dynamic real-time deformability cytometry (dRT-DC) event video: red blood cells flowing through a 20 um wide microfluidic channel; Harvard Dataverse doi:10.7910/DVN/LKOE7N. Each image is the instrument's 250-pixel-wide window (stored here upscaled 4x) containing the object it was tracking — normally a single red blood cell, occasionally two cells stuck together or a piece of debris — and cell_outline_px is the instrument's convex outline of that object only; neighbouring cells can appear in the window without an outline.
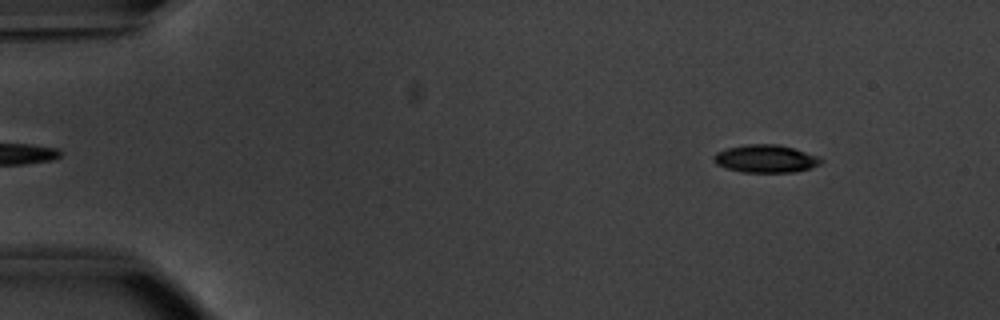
{"species": "common noctule bat (a hibernating species)", "species_latin": "Nyctalus noctula", "temperature_condition": "warm", "stored_images_in_passage": 51, "camera_frame_rate_fps": 3000, "um_per_image_px": 0.085, "animal": {"sex": "male", "body_mass_g": 20.1, "forearm_length_mm": 53.5}, "frame": {"image": 1, "passage_image": 5, "time_ms": 1.333, "image_size_px": [1000, 320], "cell_outline_px": [[824, 160], [820, 164], [808, 168], [792, 172], [740, 172], [716, 164], [712, 160], [712, 156], [716, 152], [728, 148], [744, 144], [776, 144], [792, 148], [820, 156]], "centroid_in_image_um": [65.06, 13.48], "position_along_channel_um": 19.9, "area_um2": 17.34}}
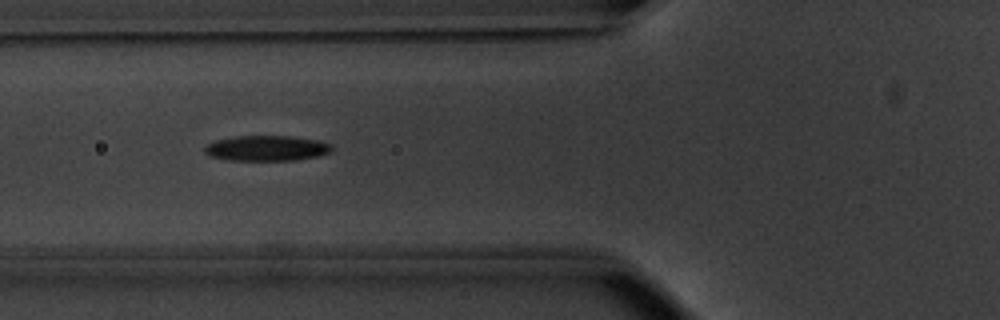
{"frame": {"image": 2, "passage_image": 19, "time_ms": 6.0, "image_size_px": [1000, 320], "cell_outline_px": [[332, 148], [328, 152], [320, 156], [296, 160], [228, 160], [208, 156], [204, 152], [204, 148], [208, 144], [216, 140], [236, 136], [292, 136], [320, 140], [332, 144]], "centroid_in_image_um": [22.67, 12.6], "position_along_channel_um": 103.1, "area_um2": 18.9}}
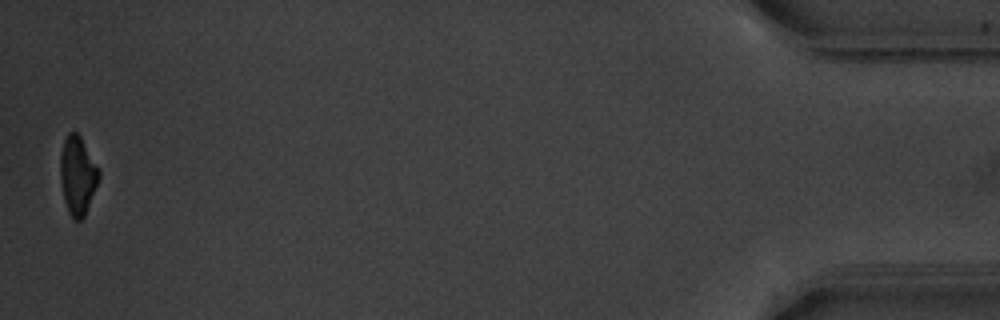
{"frame": {"image": 3, "passage_image": 51, "time_ms": 16.667, "image_size_px": [1000, 320], "cell_outline_px": [[100, 176], [84, 216], [80, 220], [72, 220], [68, 212], [64, 200], [60, 180], [60, 156], [64, 140], [68, 132], [76, 132], [80, 136], [100, 172]], "centroid_in_image_um": [6.57, 14.93], "position_along_channel_um": 428.6, "area_um2": 17.4}, "authors_computed_cell_mechanics": {"area_um2": 18.7272, "velocity_mm_per_s": 3.8588, "shape_relaxation_time_tau1_ms": 2.8724, "shape_relaxation_time_tau2_ms": 9.0936, "deformation_change_tau1": 0.133, "deformation_change_tau2": 0.1739}}